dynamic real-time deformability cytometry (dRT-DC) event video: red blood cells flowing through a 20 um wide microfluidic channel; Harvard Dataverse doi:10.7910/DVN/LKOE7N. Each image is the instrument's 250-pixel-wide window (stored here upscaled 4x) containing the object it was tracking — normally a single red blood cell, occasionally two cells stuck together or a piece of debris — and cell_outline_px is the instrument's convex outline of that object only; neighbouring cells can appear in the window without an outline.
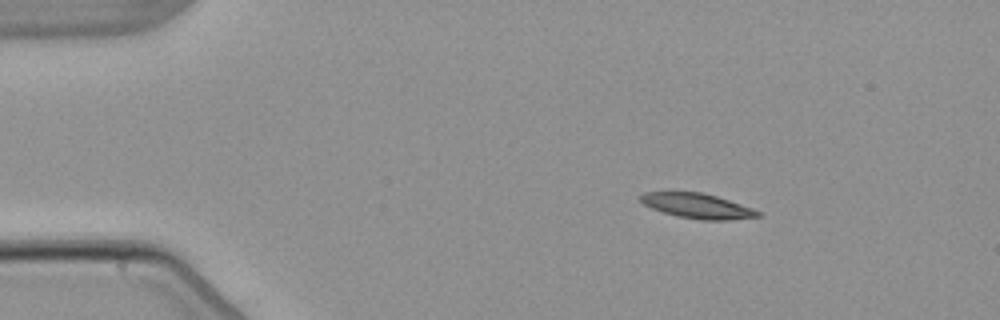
{"species": "common noctule bat (a hibernating species)", "species_latin": "Nyctalus noctula", "temperature_condition": "warm", "stored_images_in_passage": 4, "camera_frame_rate_fps": 3000, "um_per_image_px": 0.085, "animal": {"sex": "male", "body_mass_g": 21.5, "forearm_length_mm": 52.0}, "frame": {"image": 1, "passage_image": 2, "time_ms": 1.0, "image_size_px": [1000, 320], "cell_outline_px": [[760, 216], [728, 220], [700, 220], [676, 216], [652, 208], [644, 204], [640, 200], [640, 196], [644, 192], [700, 192], [716, 196], [752, 208], [760, 212]], "centroid_in_image_um": [59.26, 17.5], "position_along_channel_um": 25.7, "area_um2": 16.82}}
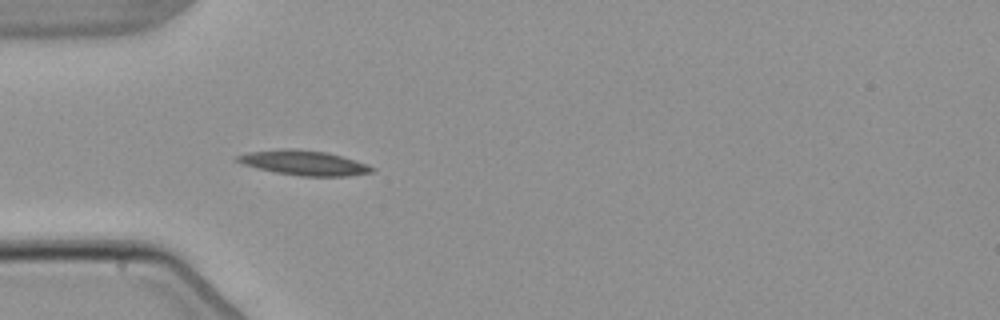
{"frame": {"image": 2, "passage_image": 4, "time_ms": 3.667, "image_size_px": [1000, 320], "cell_outline_px": [[376, 168], [372, 172], [348, 176], [300, 176], [276, 172], [256, 168], [240, 164], [232, 160], [236, 156], [248, 152], [284, 148], [296, 148], [324, 152], [340, 156], [368, 164]], "centroid_in_image_um": [25.77, 13.84], "position_along_channel_um": 59.2, "area_um2": 19.54}}